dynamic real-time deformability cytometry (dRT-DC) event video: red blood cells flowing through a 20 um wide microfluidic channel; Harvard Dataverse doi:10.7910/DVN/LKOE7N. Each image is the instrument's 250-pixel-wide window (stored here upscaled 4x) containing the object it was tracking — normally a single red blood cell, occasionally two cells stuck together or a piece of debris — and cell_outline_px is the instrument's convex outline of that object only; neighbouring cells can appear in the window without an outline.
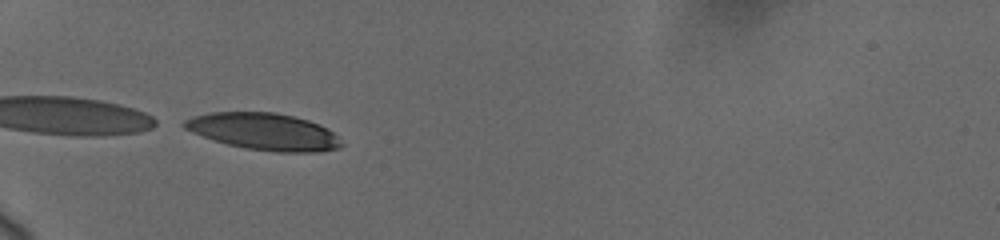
{"species": "human", "species_latin": "Homo sapiens", "temperature_condition": "cold", "stored_images_in_passage": 49, "camera_frame_rate_fps": 3000, "um_per_image_px": 0.085, "donor": {"sex": "female"}, "frame": {"image": 1, "passage_image": 1, "time_ms": 0.0, "image_size_px": [1000, 240], "cell_outline_px": [[344, 144], [340, 148], [320, 152], [276, 152], [244, 148], [228, 144], [192, 132], [184, 128], [180, 124], [184, 120], [196, 116], [212, 112], [276, 112], [308, 120], [320, 124], [328, 128]], "centroid_in_image_um": [22.47, 11.19], "position_along_channel_um": 62.5, "area_um2": 33.7}}
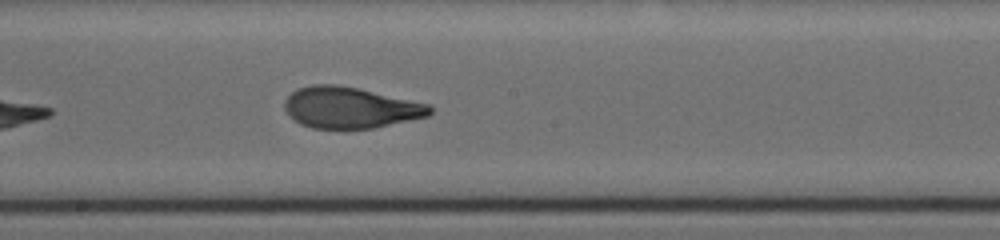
{"frame": {"image": 2, "passage_image": 27, "time_ms": 4.667, "image_size_px": [1000, 240], "cell_outline_px": [[432, 112], [428, 116], [372, 128], [312, 128], [300, 124], [284, 108], [284, 100], [296, 88], [312, 84], [332, 84], [356, 88], [428, 104], [432, 108]], "centroid_in_image_um": [29.73, 9.14], "position_along_channel_um": 218.5, "area_um2": 34.33}}
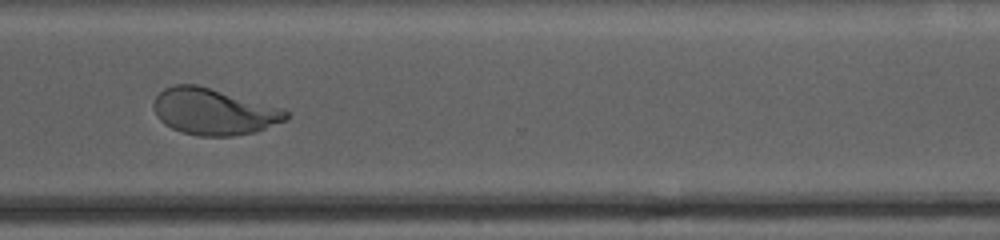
{"frame": {"image": 3, "passage_image": 48, "time_ms": 8.333, "image_size_px": [1000, 240], "cell_outline_px": [[288, 120], [252, 132], [232, 136], [200, 136], [184, 132], [172, 128], [164, 124], [156, 116], [152, 104], [156, 96], [164, 88], [176, 84], [196, 84], [284, 108], [288, 112]], "centroid_in_image_um": [18.16, 9.48], "position_along_channel_um": 352.4, "area_um2": 35.72}}